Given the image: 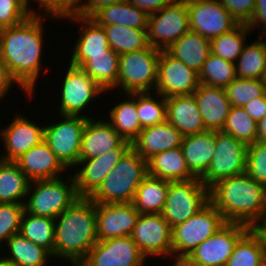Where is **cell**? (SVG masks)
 Instances as JSON below:
<instances>
[{"mask_svg": "<svg viewBox=\"0 0 266 266\" xmlns=\"http://www.w3.org/2000/svg\"><path fill=\"white\" fill-rule=\"evenodd\" d=\"M15 162L30 181L57 179L67 170L44 140Z\"/></svg>", "mask_w": 266, "mask_h": 266, "instance_id": "cb8c5ba5", "label": "cell"}, {"mask_svg": "<svg viewBox=\"0 0 266 266\" xmlns=\"http://www.w3.org/2000/svg\"><path fill=\"white\" fill-rule=\"evenodd\" d=\"M209 188L194 178L188 181H169L162 216L173 228L199 212L208 202Z\"/></svg>", "mask_w": 266, "mask_h": 266, "instance_id": "ba28073f", "label": "cell"}, {"mask_svg": "<svg viewBox=\"0 0 266 266\" xmlns=\"http://www.w3.org/2000/svg\"><path fill=\"white\" fill-rule=\"evenodd\" d=\"M98 241L95 202L80 197L55 218L54 258L77 266Z\"/></svg>", "mask_w": 266, "mask_h": 266, "instance_id": "3957f363", "label": "cell"}, {"mask_svg": "<svg viewBox=\"0 0 266 266\" xmlns=\"http://www.w3.org/2000/svg\"><path fill=\"white\" fill-rule=\"evenodd\" d=\"M126 0H88L82 2L80 16L91 17L97 10L106 5H112Z\"/></svg>", "mask_w": 266, "mask_h": 266, "instance_id": "db71d44e", "label": "cell"}, {"mask_svg": "<svg viewBox=\"0 0 266 266\" xmlns=\"http://www.w3.org/2000/svg\"><path fill=\"white\" fill-rule=\"evenodd\" d=\"M82 1L83 0H34V2H37L43 8V15L51 16L53 19L56 17L58 20L62 18L64 20L65 17L70 15H80ZM28 3L30 5L31 0H28Z\"/></svg>", "mask_w": 266, "mask_h": 266, "instance_id": "c3c4849f", "label": "cell"}, {"mask_svg": "<svg viewBox=\"0 0 266 266\" xmlns=\"http://www.w3.org/2000/svg\"><path fill=\"white\" fill-rule=\"evenodd\" d=\"M30 182L16 162L0 159V203L24 204Z\"/></svg>", "mask_w": 266, "mask_h": 266, "instance_id": "d6a6232c", "label": "cell"}, {"mask_svg": "<svg viewBox=\"0 0 266 266\" xmlns=\"http://www.w3.org/2000/svg\"><path fill=\"white\" fill-rule=\"evenodd\" d=\"M76 22H80V35L75 41L70 65L80 67L88 58L89 54L112 53L109 47L107 36L102 26L97 24L91 17H83L80 15H70L65 17ZM73 19V20H72Z\"/></svg>", "mask_w": 266, "mask_h": 266, "instance_id": "44dd1931", "label": "cell"}, {"mask_svg": "<svg viewBox=\"0 0 266 266\" xmlns=\"http://www.w3.org/2000/svg\"><path fill=\"white\" fill-rule=\"evenodd\" d=\"M174 265L171 266H198L192 263L187 257H174Z\"/></svg>", "mask_w": 266, "mask_h": 266, "instance_id": "680465c9", "label": "cell"}, {"mask_svg": "<svg viewBox=\"0 0 266 266\" xmlns=\"http://www.w3.org/2000/svg\"><path fill=\"white\" fill-rule=\"evenodd\" d=\"M199 85V73L171 56L166 50L160 52L154 92L160 93L164 98L192 95Z\"/></svg>", "mask_w": 266, "mask_h": 266, "instance_id": "2e32d148", "label": "cell"}, {"mask_svg": "<svg viewBox=\"0 0 266 266\" xmlns=\"http://www.w3.org/2000/svg\"><path fill=\"white\" fill-rule=\"evenodd\" d=\"M193 95L197 101V107L201 113L205 129L208 131H222L232 107L225 88L200 83Z\"/></svg>", "mask_w": 266, "mask_h": 266, "instance_id": "7402d4cb", "label": "cell"}, {"mask_svg": "<svg viewBox=\"0 0 266 266\" xmlns=\"http://www.w3.org/2000/svg\"><path fill=\"white\" fill-rule=\"evenodd\" d=\"M9 124L0 132L1 141L4 142V148L6 147V154L1 156V160L15 162L25 152L44 140L45 127L37 126L25 115H16Z\"/></svg>", "mask_w": 266, "mask_h": 266, "instance_id": "ffe728a7", "label": "cell"}, {"mask_svg": "<svg viewBox=\"0 0 266 266\" xmlns=\"http://www.w3.org/2000/svg\"><path fill=\"white\" fill-rule=\"evenodd\" d=\"M225 223L222 214L209 201L195 215L172 228V257H187Z\"/></svg>", "mask_w": 266, "mask_h": 266, "instance_id": "52a82bcc", "label": "cell"}, {"mask_svg": "<svg viewBox=\"0 0 266 266\" xmlns=\"http://www.w3.org/2000/svg\"><path fill=\"white\" fill-rule=\"evenodd\" d=\"M136 106L142 128L166 121V99L160 93L136 92Z\"/></svg>", "mask_w": 266, "mask_h": 266, "instance_id": "7bdbcfd3", "label": "cell"}, {"mask_svg": "<svg viewBox=\"0 0 266 266\" xmlns=\"http://www.w3.org/2000/svg\"><path fill=\"white\" fill-rule=\"evenodd\" d=\"M190 31L212 40L239 23L219 0H187Z\"/></svg>", "mask_w": 266, "mask_h": 266, "instance_id": "4fadbf2b", "label": "cell"}, {"mask_svg": "<svg viewBox=\"0 0 266 266\" xmlns=\"http://www.w3.org/2000/svg\"><path fill=\"white\" fill-rule=\"evenodd\" d=\"M131 147L132 143L124 140L117 148L104 155L92 159H79L76 166L83 164V167L80 166L82 169H77L73 176L79 196L89 198Z\"/></svg>", "mask_w": 266, "mask_h": 266, "instance_id": "ac0fdd59", "label": "cell"}, {"mask_svg": "<svg viewBox=\"0 0 266 266\" xmlns=\"http://www.w3.org/2000/svg\"><path fill=\"white\" fill-rule=\"evenodd\" d=\"M266 69V36L265 40H256L244 46L235 62L237 78L260 79Z\"/></svg>", "mask_w": 266, "mask_h": 266, "instance_id": "74e56055", "label": "cell"}, {"mask_svg": "<svg viewBox=\"0 0 266 266\" xmlns=\"http://www.w3.org/2000/svg\"><path fill=\"white\" fill-rule=\"evenodd\" d=\"M260 80H261V83L263 84V86H264L265 89H266V69H265V71L262 73V76H261Z\"/></svg>", "mask_w": 266, "mask_h": 266, "instance_id": "94428289", "label": "cell"}, {"mask_svg": "<svg viewBox=\"0 0 266 266\" xmlns=\"http://www.w3.org/2000/svg\"><path fill=\"white\" fill-rule=\"evenodd\" d=\"M0 266H14L8 259L1 257Z\"/></svg>", "mask_w": 266, "mask_h": 266, "instance_id": "91938a15", "label": "cell"}, {"mask_svg": "<svg viewBox=\"0 0 266 266\" xmlns=\"http://www.w3.org/2000/svg\"><path fill=\"white\" fill-rule=\"evenodd\" d=\"M225 92L232 106L244 107L251 100L266 94V89L260 79L235 78Z\"/></svg>", "mask_w": 266, "mask_h": 266, "instance_id": "ee69618b", "label": "cell"}, {"mask_svg": "<svg viewBox=\"0 0 266 266\" xmlns=\"http://www.w3.org/2000/svg\"><path fill=\"white\" fill-rule=\"evenodd\" d=\"M126 95V101L115 104L116 106L111 109L109 123L125 140L132 143L143 128L137 113L136 92Z\"/></svg>", "mask_w": 266, "mask_h": 266, "instance_id": "e575fe53", "label": "cell"}, {"mask_svg": "<svg viewBox=\"0 0 266 266\" xmlns=\"http://www.w3.org/2000/svg\"><path fill=\"white\" fill-rule=\"evenodd\" d=\"M247 25L250 30L261 26V34L266 36V0H256L253 17Z\"/></svg>", "mask_w": 266, "mask_h": 266, "instance_id": "f907efd6", "label": "cell"}, {"mask_svg": "<svg viewBox=\"0 0 266 266\" xmlns=\"http://www.w3.org/2000/svg\"><path fill=\"white\" fill-rule=\"evenodd\" d=\"M216 131H204L183 137L181 149L189 170L200 178L207 170L214 155Z\"/></svg>", "mask_w": 266, "mask_h": 266, "instance_id": "4316f807", "label": "cell"}, {"mask_svg": "<svg viewBox=\"0 0 266 266\" xmlns=\"http://www.w3.org/2000/svg\"><path fill=\"white\" fill-rule=\"evenodd\" d=\"M61 87L60 115L81 116L89 102L105 92L80 67L69 64ZM81 113V114H80Z\"/></svg>", "mask_w": 266, "mask_h": 266, "instance_id": "e0dca14e", "label": "cell"}, {"mask_svg": "<svg viewBox=\"0 0 266 266\" xmlns=\"http://www.w3.org/2000/svg\"><path fill=\"white\" fill-rule=\"evenodd\" d=\"M97 238L130 236L139 217L132 203H95Z\"/></svg>", "mask_w": 266, "mask_h": 266, "instance_id": "d6986e66", "label": "cell"}, {"mask_svg": "<svg viewBox=\"0 0 266 266\" xmlns=\"http://www.w3.org/2000/svg\"><path fill=\"white\" fill-rule=\"evenodd\" d=\"M166 51L199 73L211 53L210 40L199 33L189 30Z\"/></svg>", "mask_w": 266, "mask_h": 266, "instance_id": "f1b7e54d", "label": "cell"}, {"mask_svg": "<svg viewBox=\"0 0 266 266\" xmlns=\"http://www.w3.org/2000/svg\"><path fill=\"white\" fill-rule=\"evenodd\" d=\"M148 16L143 10L126 0L103 6L91 18L99 25H124L147 29Z\"/></svg>", "mask_w": 266, "mask_h": 266, "instance_id": "f546056e", "label": "cell"}, {"mask_svg": "<svg viewBox=\"0 0 266 266\" xmlns=\"http://www.w3.org/2000/svg\"><path fill=\"white\" fill-rule=\"evenodd\" d=\"M124 140L109 121L88 118L82 133L80 159L104 155L117 148Z\"/></svg>", "mask_w": 266, "mask_h": 266, "instance_id": "d4e9b609", "label": "cell"}, {"mask_svg": "<svg viewBox=\"0 0 266 266\" xmlns=\"http://www.w3.org/2000/svg\"><path fill=\"white\" fill-rule=\"evenodd\" d=\"M222 132L233 136L246 145L257 141V122L250 117L243 107L232 106Z\"/></svg>", "mask_w": 266, "mask_h": 266, "instance_id": "b9f144b4", "label": "cell"}, {"mask_svg": "<svg viewBox=\"0 0 266 266\" xmlns=\"http://www.w3.org/2000/svg\"><path fill=\"white\" fill-rule=\"evenodd\" d=\"M189 30L187 0H174L148 16V43L158 50L168 49Z\"/></svg>", "mask_w": 266, "mask_h": 266, "instance_id": "9c48e42d", "label": "cell"}, {"mask_svg": "<svg viewBox=\"0 0 266 266\" xmlns=\"http://www.w3.org/2000/svg\"><path fill=\"white\" fill-rule=\"evenodd\" d=\"M209 199L226 222L250 228L259 224L266 212V186L246 172L216 182L209 188Z\"/></svg>", "mask_w": 266, "mask_h": 266, "instance_id": "7a4b0ae2", "label": "cell"}, {"mask_svg": "<svg viewBox=\"0 0 266 266\" xmlns=\"http://www.w3.org/2000/svg\"><path fill=\"white\" fill-rule=\"evenodd\" d=\"M38 14H32L17 26L0 29V57L10 78L29 97L35 91L43 66V17H51Z\"/></svg>", "mask_w": 266, "mask_h": 266, "instance_id": "6da1fadb", "label": "cell"}, {"mask_svg": "<svg viewBox=\"0 0 266 266\" xmlns=\"http://www.w3.org/2000/svg\"><path fill=\"white\" fill-rule=\"evenodd\" d=\"M260 224L266 229V212H265L264 217H263L262 221L260 222Z\"/></svg>", "mask_w": 266, "mask_h": 266, "instance_id": "6125c7cd", "label": "cell"}, {"mask_svg": "<svg viewBox=\"0 0 266 266\" xmlns=\"http://www.w3.org/2000/svg\"><path fill=\"white\" fill-rule=\"evenodd\" d=\"M19 233L47 249L54 258L55 219L23 213Z\"/></svg>", "mask_w": 266, "mask_h": 266, "instance_id": "8d00e7d4", "label": "cell"}, {"mask_svg": "<svg viewBox=\"0 0 266 266\" xmlns=\"http://www.w3.org/2000/svg\"><path fill=\"white\" fill-rule=\"evenodd\" d=\"M145 256L130 236L97 241L77 266H144Z\"/></svg>", "mask_w": 266, "mask_h": 266, "instance_id": "9a60e30c", "label": "cell"}, {"mask_svg": "<svg viewBox=\"0 0 266 266\" xmlns=\"http://www.w3.org/2000/svg\"><path fill=\"white\" fill-rule=\"evenodd\" d=\"M147 175V161L131 147L89 198L95 203H132Z\"/></svg>", "mask_w": 266, "mask_h": 266, "instance_id": "277c9868", "label": "cell"}, {"mask_svg": "<svg viewBox=\"0 0 266 266\" xmlns=\"http://www.w3.org/2000/svg\"><path fill=\"white\" fill-rule=\"evenodd\" d=\"M243 108L256 122L260 121L266 115V94L251 100Z\"/></svg>", "mask_w": 266, "mask_h": 266, "instance_id": "816d5d0a", "label": "cell"}, {"mask_svg": "<svg viewBox=\"0 0 266 266\" xmlns=\"http://www.w3.org/2000/svg\"><path fill=\"white\" fill-rule=\"evenodd\" d=\"M257 141L266 142V115L257 122Z\"/></svg>", "mask_w": 266, "mask_h": 266, "instance_id": "6f0895ef", "label": "cell"}, {"mask_svg": "<svg viewBox=\"0 0 266 266\" xmlns=\"http://www.w3.org/2000/svg\"><path fill=\"white\" fill-rule=\"evenodd\" d=\"M251 229L257 234V236L260 238L262 242L264 258L266 262V229L260 223L254 225Z\"/></svg>", "mask_w": 266, "mask_h": 266, "instance_id": "9f6ffc18", "label": "cell"}, {"mask_svg": "<svg viewBox=\"0 0 266 266\" xmlns=\"http://www.w3.org/2000/svg\"><path fill=\"white\" fill-rule=\"evenodd\" d=\"M148 175L177 182L197 178L188 168L181 147L157 153L147 160Z\"/></svg>", "mask_w": 266, "mask_h": 266, "instance_id": "83f0119b", "label": "cell"}, {"mask_svg": "<svg viewBox=\"0 0 266 266\" xmlns=\"http://www.w3.org/2000/svg\"><path fill=\"white\" fill-rule=\"evenodd\" d=\"M119 54H89V58L80 68L92 78L104 91L118 88Z\"/></svg>", "mask_w": 266, "mask_h": 266, "instance_id": "1f68e13d", "label": "cell"}, {"mask_svg": "<svg viewBox=\"0 0 266 266\" xmlns=\"http://www.w3.org/2000/svg\"><path fill=\"white\" fill-rule=\"evenodd\" d=\"M7 246V250H9L7 253L9 252L8 254L10 255L3 257L8 259L14 266H47L50 256L52 257V254L47 249L34 244L20 233L14 234L9 238L6 241Z\"/></svg>", "mask_w": 266, "mask_h": 266, "instance_id": "836d02e7", "label": "cell"}, {"mask_svg": "<svg viewBox=\"0 0 266 266\" xmlns=\"http://www.w3.org/2000/svg\"><path fill=\"white\" fill-rule=\"evenodd\" d=\"M238 22L248 24L252 19L256 0H219Z\"/></svg>", "mask_w": 266, "mask_h": 266, "instance_id": "681fc988", "label": "cell"}, {"mask_svg": "<svg viewBox=\"0 0 266 266\" xmlns=\"http://www.w3.org/2000/svg\"><path fill=\"white\" fill-rule=\"evenodd\" d=\"M107 36L109 47L117 54L138 51L149 47L147 29L124 25H100Z\"/></svg>", "mask_w": 266, "mask_h": 266, "instance_id": "d590c367", "label": "cell"}, {"mask_svg": "<svg viewBox=\"0 0 266 266\" xmlns=\"http://www.w3.org/2000/svg\"><path fill=\"white\" fill-rule=\"evenodd\" d=\"M166 99V121L183 136L206 131L194 95H174Z\"/></svg>", "mask_w": 266, "mask_h": 266, "instance_id": "484cf974", "label": "cell"}, {"mask_svg": "<svg viewBox=\"0 0 266 266\" xmlns=\"http://www.w3.org/2000/svg\"><path fill=\"white\" fill-rule=\"evenodd\" d=\"M248 145L222 131H216L214 155L208 170L200 177L210 188L221 179L246 172Z\"/></svg>", "mask_w": 266, "mask_h": 266, "instance_id": "8fae6325", "label": "cell"}, {"mask_svg": "<svg viewBox=\"0 0 266 266\" xmlns=\"http://www.w3.org/2000/svg\"><path fill=\"white\" fill-rule=\"evenodd\" d=\"M250 32L247 24L239 23L232 30L210 40L211 53L235 64Z\"/></svg>", "mask_w": 266, "mask_h": 266, "instance_id": "f35d334b", "label": "cell"}, {"mask_svg": "<svg viewBox=\"0 0 266 266\" xmlns=\"http://www.w3.org/2000/svg\"><path fill=\"white\" fill-rule=\"evenodd\" d=\"M134 6L143 10L147 15H151L163 7L171 4L174 0H128Z\"/></svg>", "mask_w": 266, "mask_h": 266, "instance_id": "f5cc1de1", "label": "cell"}, {"mask_svg": "<svg viewBox=\"0 0 266 266\" xmlns=\"http://www.w3.org/2000/svg\"><path fill=\"white\" fill-rule=\"evenodd\" d=\"M62 180L61 178H57L31 181L26 196L29 197L27 198L29 200L24 202L25 212L34 216L55 219L68 207L73 205L80 198L76 189L75 180L71 175L66 182ZM69 180L71 182H68Z\"/></svg>", "mask_w": 266, "mask_h": 266, "instance_id": "5b68a950", "label": "cell"}, {"mask_svg": "<svg viewBox=\"0 0 266 266\" xmlns=\"http://www.w3.org/2000/svg\"><path fill=\"white\" fill-rule=\"evenodd\" d=\"M15 82L10 78L5 64L3 63V60L0 57V99L6 96L8 93L9 88L13 86Z\"/></svg>", "mask_w": 266, "mask_h": 266, "instance_id": "11a10c76", "label": "cell"}, {"mask_svg": "<svg viewBox=\"0 0 266 266\" xmlns=\"http://www.w3.org/2000/svg\"><path fill=\"white\" fill-rule=\"evenodd\" d=\"M226 266H266L262 242L252 229L238 241Z\"/></svg>", "mask_w": 266, "mask_h": 266, "instance_id": "ab89813d", "label": "cell"}, {"mask_svg": "<svg viewBox=\"0 0 266 266\" xmlns=\"http://www.w3.org/2000/svg\"><path fill=\"white\" fill-rule=\"evenodd\" d=\"M236 78L235 64L212 53L199 72L201 84L226 88Z\"/></svg>", "mask_w": 266, "mask_h": 266, "instance_id": "60d3db41", "label": "cell"}, {"mask_svg": "<svg viewBox=\"0 0 266 266\" xmlns=\"http://www.w3.org/2000/svg\"><path fill=\"white\" fill-rule=\"evenodd\" d=\"M168 189L169 181L147 175L138 186L132 204L139 214H161Z\"/></svg>", "mask_w": 266, "mask_h": 266, "instance_id": "4dcf8cb0", "label": "cell"}, {"mask_svg": "<svg viewBox=\"0 0 266 266\" xmlns=\"http://www.w3.org/2000/svg\"><path fill=\"white\" fill-rule=\"evenodd\" d=\"M30 7L28 0H0V29L17 26L36 14Z\"/></svg>", "mask_w": 266, "mask_h": 266, "instance_id": "f6af8a7d", "label": "cell"}, {"mask_svg": "<svg viewBox=\"0 0 266 266\" xmlns=\"http://www.w3.org/2000/svg\"><path fill=\"white\" fill-rule=\"evenodd\" d=\"M130 237L147 258L172 256V228L162 214H140Z\"/></svg>", "mask_w": 266, "mask_h": 266, "instance_id": "5bb4252c", "label": "cell"}, {"mask_svg": "<svg viewBox=\"0 0 266 266\" xmlns=\"http://www.w3.org/2000/svg\"><path fill=\"white\" fill-rule=\"evenodd\" d=\"M160 52L161 50L149 46L120 54L118 87L122 88V93L155 90Z\"/></svg>", "mask_w": 266, "mask_h": 266, "instance_id": "8992f818", "label": "cell"}, {"mask_svg": "<svg viewBox=\"0 0 266 266\" xmlns=\"http://www.w3.org/2000/svg\"><path fill=\"white\" fill-rule=\"evenodd\" d=\"M183 135L170 122L148 126L132 142V148L146 161L153 155L181 147Z\"/></svg>", "mask_w": 266, "mask_h": 266, "instance_id": "603a6c76", "label": "cell"}, {"mask_svg": "<svg viewBox=\"0 0 266 266\" xmlns=\"http://www.w3.org/2000/svg\"><path fill=\"white\" fill-rule=\"evenodd\" d=\"M58 123L44 126V141L60 162L66 167H76L80 159L82 133L88 118L87 115H60Z\"/></svg>", "mask_w": 266, "mask_h": 266, "instance_id": "30bf717a", "label": "cell"}, {"mask_svg": "<svg viewBox=\"0 0 266 266\" xmlns=\"http://www.w3.org/2000/svg\"><path fill=\"white\" fill-rule=\"evenodd\" d=\"M251 228L226 222L216 233L200 243L187 258L198 266H226L238 241Z\"/></svg>", "mask_w": 266, "mask_h": 266, "instance_id": "7c38bea8", "label": "cell"}, {"mask_svg": "<svg viewBox=\"0 0 266 266\" xmlns=\"http://www.w3.org/2000/svg\"><path fill=\"white\" fill-rule=\"evenodd\" d=\"M24 211V204L0 203V243L19 233Z\"/></svg>", "mask_w": 266, "mask_h": 266, "instance_id": "bcb514c9", "label": "cell"}, {"mask_svg": "<svg viewBox=\"0 0 266 266\" xmlns=\"http://www.w3.org/2000/svg\"><path fill=\"white\" fill-rule=\"evenodd\" d=\"M246 173L266 186V142L256 141L248 145Z\"/></svg>", "mask_w": 266, "mask_h": 266, "instance_id": "7dc6e473", "label": "cell"}]
</instances>
